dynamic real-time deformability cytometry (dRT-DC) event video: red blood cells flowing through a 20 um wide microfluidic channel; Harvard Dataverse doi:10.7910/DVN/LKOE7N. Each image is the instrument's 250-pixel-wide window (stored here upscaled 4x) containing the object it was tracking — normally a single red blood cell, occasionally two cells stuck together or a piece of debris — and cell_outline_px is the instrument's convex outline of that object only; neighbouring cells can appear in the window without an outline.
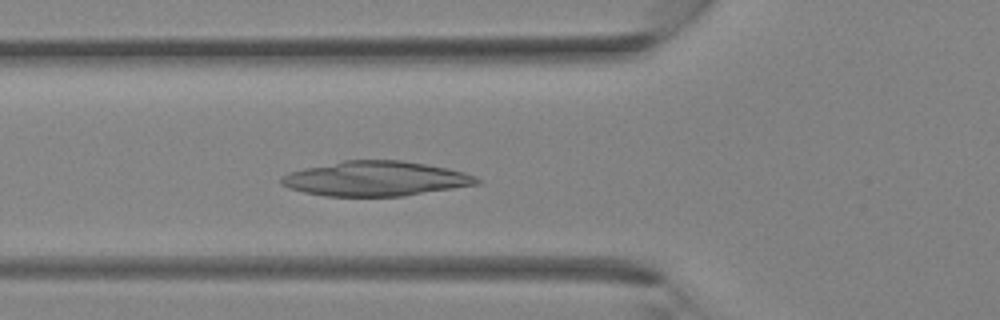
{"species": "Egyptian fruit bat (a non-hibernating species)", "species_latin": "Rousettus aegyptiacus", "temperature_condition": "room temperature", "stored_images_in_passage": 35, "camera_frame_rate_fps": 3000, "um_per_image_px": 0.085, "animal": {"sex": "female"}, "frame": {"image": 1, "passage_image": 12, "time_ms": 3.667, "image_size_px": [1000, 320], "cell_outline_px": [[484, 180], [480, 184], [404, 196], [324, 196], [304, 192], [288, 188], [280, 184], [280, 180], [288, 172], [304, 168], [344, 160], [400, 160], [448, 168], [464, 172], [476, 176]], "centroid_in_image_um": [31.95, 15.19], "position_along_channel_um": 93.8, "area_um2": 39.77}}
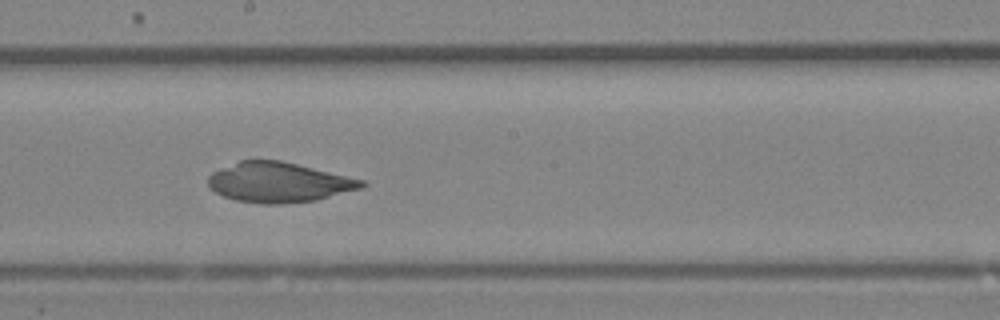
{"frame": {"image": 2, "passage_image": 19, "time_ms": 6.0, "image_size_px": [1000, 320], "cell_outline_px": [[368, 184], [360, 188], [316, 200], [280, 204], [264, 204], [236, 200], [224, 196], [216, 192], [208, 184], [208, 176], [212, 172], [240, 160], [280, 160], [364, 180]], "centroid_in_image_um": [23.68, 15.5], "position_along_channel_um": 224.5, "area_um2": 35.37}}
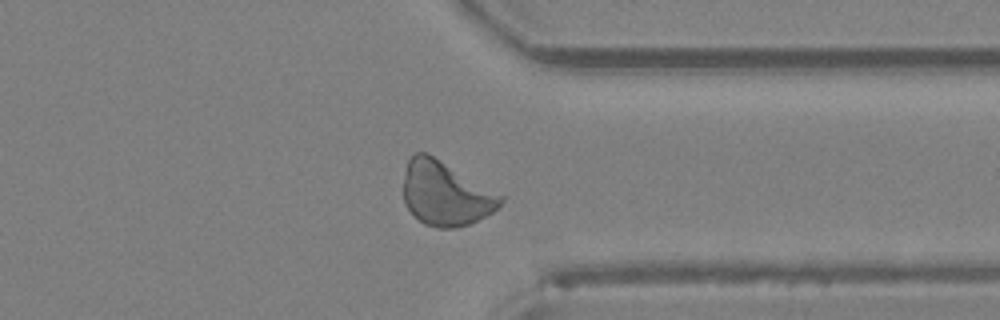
{"frame": {"image": 3, "passage_image": 27, "time_ms": 8.667, "image_size_px": [1000, 320], "cell_outline_px": [[504, 200], [492, 212], [468, 224], [456, 228], [436, 228], [424, 224], [404, 204], [404, 172], [408, 160], [416, 152], [428, 152], [504, 196]], "centroid_in_image_um": [37.85, 16.44], "position_along_channel_um": 373.5, "area_um2": 36.18}}